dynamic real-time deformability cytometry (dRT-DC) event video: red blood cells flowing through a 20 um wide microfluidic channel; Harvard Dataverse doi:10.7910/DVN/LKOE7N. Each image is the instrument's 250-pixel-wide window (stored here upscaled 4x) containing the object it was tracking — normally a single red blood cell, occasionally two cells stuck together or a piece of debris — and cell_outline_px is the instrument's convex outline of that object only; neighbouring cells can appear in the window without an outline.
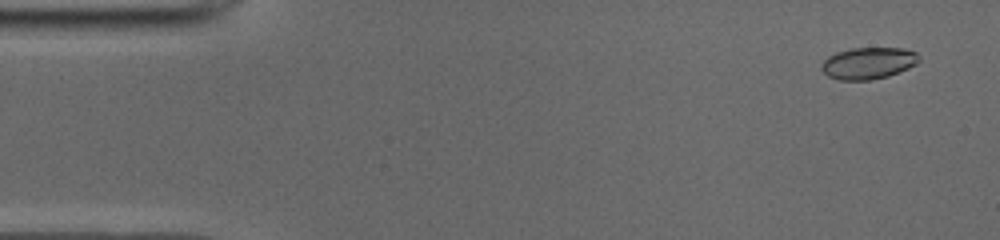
{"species": "common noctule bat (a hibernating species)", "species_latin": "Nyctalus noctula", "temperature_condition": "cold", "stored_images_in_passage": 50, "camera_frame_rate_fps": 3000, "um_per_image_px": 0.085, "animal": {"sex": "male", "body_mass_g": 19.0, "forearm_length_mm": 50.8}, "frame": {"image": 1, "passage_image": 2, "time_ms": 0.333, "image_size_px": [1000, 240], "cell_outline_px": [[920, 60], [916, 64], [908, 68], [888, 76], [868, 80], [840, 80], [828, 76], [820, 68], [820, 64], [828, 56], [836, 52], [852, 48], [904, 48], [916, 52], [920, 56]], "centroid_in_image_um": [73.8, 5.36], "position_along_channel_um": 11.2, "area_um2": 18.09}}
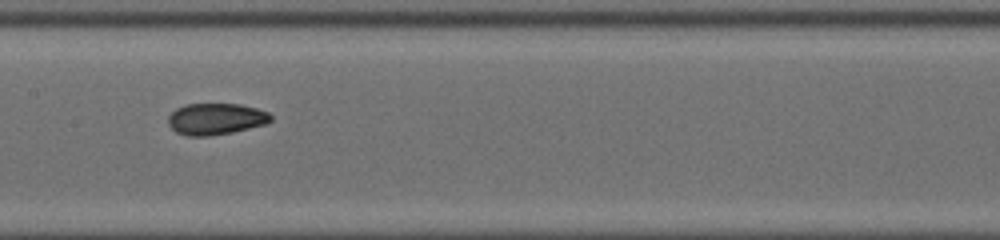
{"frame": {"image": 2, "passage_image": 24, "time_ms": 7.667, "image_size_px": [1000, 240], "cell_outline_px": [[272, 120], [264, 124], [232, 132], [208, 136], [188, 136], [176, 132], [168, 124], [168, 116], [176, 108], [188, 104], [240, 104], [256, 108], [268, 112], [272, 116]], "centroid_in_image_um": [18.33, 10.11], "position_along_channel_um": 189.1, "area_um2": 18.73}}
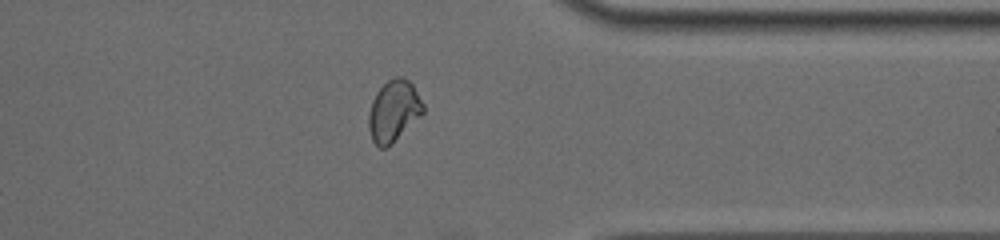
{"frame": {"image": 3, "passage_image": 39, "time_ms": 12.667, "image_size_px": [1000, 240], "cell_outline_px": [[424, 112], [392, 144], [384, 148], [380, 148], [372, 140], [368, 128], [368, 116], [372, 100], [376, 92], [388, 80], [396, 76], [404, 76], [412, 84], [424, 104]], "centroid_in_image_um": [33.45, 9.43], "position_along_channel_um": 377.9, "area_um2": 19.48}, "authors_computed_cell_mechanics": {"area_um2": 18.7561, "velocity_mm_per_s": 3.9432, "shape_relaxation_time_tau1_ms": null, "shape_relaxation_time_tau2_ms": 1.7729, "deformation_change_tau1": null, "deformation_change_tau2": 0.0504}}